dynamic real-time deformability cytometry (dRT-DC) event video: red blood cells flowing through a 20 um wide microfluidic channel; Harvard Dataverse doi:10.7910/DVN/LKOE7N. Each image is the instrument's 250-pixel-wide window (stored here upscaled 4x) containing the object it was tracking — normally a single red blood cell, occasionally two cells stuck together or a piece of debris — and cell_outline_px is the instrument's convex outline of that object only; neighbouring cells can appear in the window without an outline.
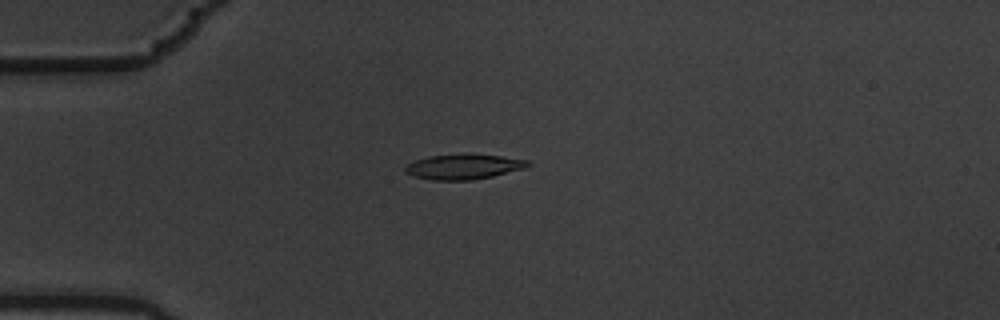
{"species": "common noctule bat (a hibernating species)", "species_latin": "Nyctalus noctula", "temperature_condition": "warm", "stored_images_in_passage": 3, "camera_frame_rate_fps": 3000, "um_per_image_px": 0.085, "animal": {"sex": "male", "body_mass_g": 19.5, "forearm_length_mm": 54.6}, "frame": {"image": 1, "passage_image": 1, "time_ms": 0.0, "image_size_px": [1000, 320], "cell_outline_px": [[532, 164], [528, 168], [492, 176], [472, 180], [432, 180], [416, 176], [404, 172], [404, 168], [408, 164], [416, 160], [428, 156], [500, 156], [528, 160]], "centroid_in_image_um": [39.45, 14.2], "position_along_channel_um": 45.6, "area_um2": 17.28}}
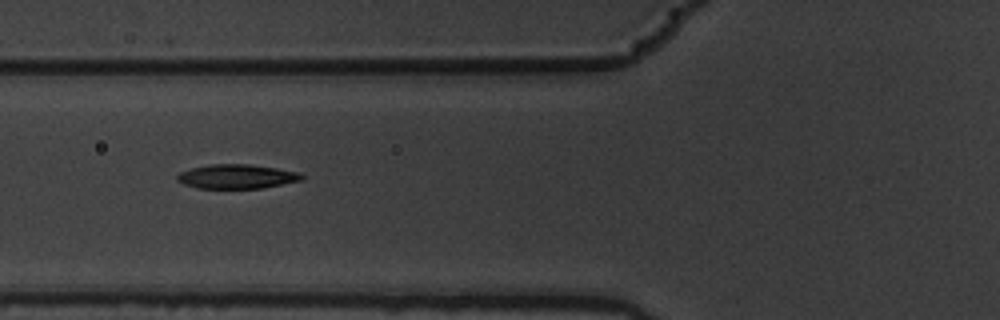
{"frame": {"image": 2, "passage_image": 3, "time_ms": 0.667, "image_size_px": [1000, 320], "cell_outline_px": [[304, 180], [260, 188], [196, 188], [184, 184], [176, 180], [176, 176], [180, 172], [192, 168], [208, 164], [248, 164], [276, 168], [300, 172], [304, 176]], "centroid_in_image_um": [20.13, 15.0], "position_along_channel_um": 105.7, "area_um2": 17.63}}